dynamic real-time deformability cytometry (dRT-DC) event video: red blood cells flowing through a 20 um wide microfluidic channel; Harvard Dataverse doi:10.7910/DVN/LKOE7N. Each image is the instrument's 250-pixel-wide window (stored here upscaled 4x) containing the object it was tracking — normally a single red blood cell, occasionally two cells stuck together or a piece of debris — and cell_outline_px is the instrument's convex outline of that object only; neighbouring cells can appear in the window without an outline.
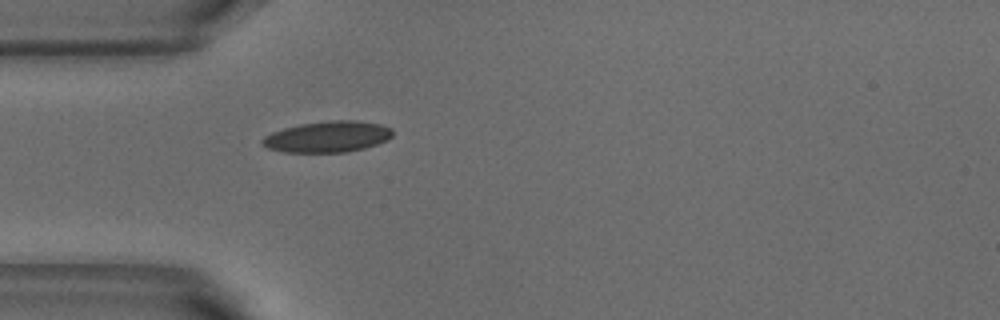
{"species": "common noctule bat (a hibernating species)", "species_latin": "Nyctalus noctula", "temperature_condition": "warm", "stored_images_in_passage": 1, "camera_frame_rate_fps": 3000, "um_per_image_px": 0.085, "animal": {"sex": "male", "body_mass_g": 18.8}, "frame": {"image": 1, "passage_image": 1, "time_ms": 0.0, "image_size_px": [1000, 320], "cell_outline_px": [[392, 136], [388, 140], [364, 148], [348, 152], [284, 152], [268, 148], [260, 144], [260, 140], [264, 136], [272, 132], [284, 128], [300, 124], [328, 120], [356, 120], [380, 124], [392, 128]], "centroid_in_image_um": [27.83, 11.62], "position_along_channel_um": 57.2, "area_um2": 23.76}}